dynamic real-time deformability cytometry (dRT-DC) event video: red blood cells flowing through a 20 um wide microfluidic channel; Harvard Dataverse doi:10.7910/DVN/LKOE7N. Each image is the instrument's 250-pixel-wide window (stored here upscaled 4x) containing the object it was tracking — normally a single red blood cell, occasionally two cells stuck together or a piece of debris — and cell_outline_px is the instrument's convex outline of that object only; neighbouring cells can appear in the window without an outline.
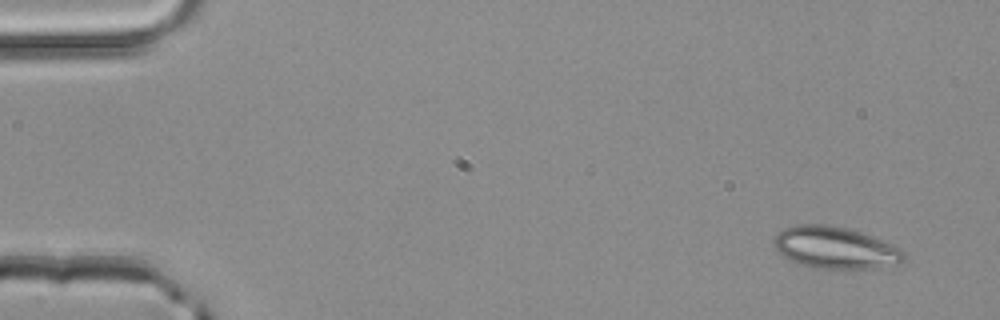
{"species": "common noctule bat (a hibernating species)", "species_latin": "Nyctalus noctula", "temperature_condition": "room temperature", "stored_images_in_passage": 4, "camera_frame_rate_fps": 3000, "um_per_image_px": 0.085, "animal": {"sex": "male", "body_mass_g": 20.4}, "frame": {"image": 1, "passage_image": 1, "time_ms": 0.0, "image_size_px": [1000, 320], "cell_outline_px": [[908, 256], [900, 264], [872, 268], [812, 268], [788, 260], [776, 248], [772, 240], [784, 228], [796, 224], [824, 224], [848, 228], [884, 240], [900, 248]], "centroid_in_image_um": [71.02, 21.05], "position_along_channel_um": 14.0, "area_um2": 31.85}}
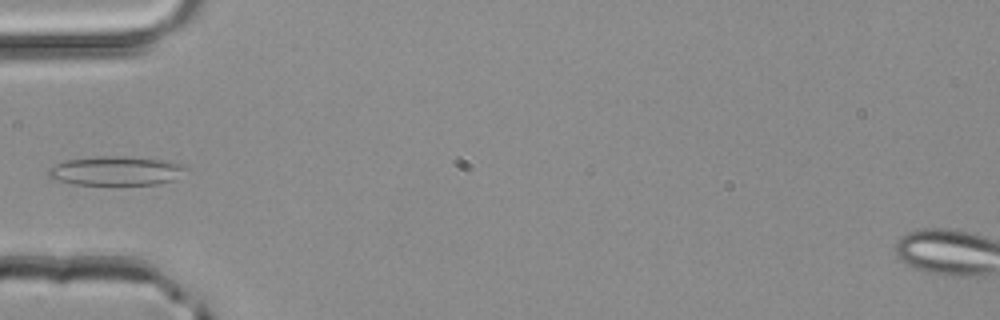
{"frame": {"image": 2, "passage_image": 4, "time_ms": 1.0, "image_size_px": [1000, 320], "cell_outline_px": [[188, 168], [176, 180], [156, 184], [76, 184], [56, 180], [48, 176], [48, 168], [56, 164], [68, 160], [100, 156], [128, 156], [168, 160], [184, 164]], "centroid_in_image_um": [9.93, 14.51], "position_along_channel_um": 75.1, "area_um2": 23.41}}